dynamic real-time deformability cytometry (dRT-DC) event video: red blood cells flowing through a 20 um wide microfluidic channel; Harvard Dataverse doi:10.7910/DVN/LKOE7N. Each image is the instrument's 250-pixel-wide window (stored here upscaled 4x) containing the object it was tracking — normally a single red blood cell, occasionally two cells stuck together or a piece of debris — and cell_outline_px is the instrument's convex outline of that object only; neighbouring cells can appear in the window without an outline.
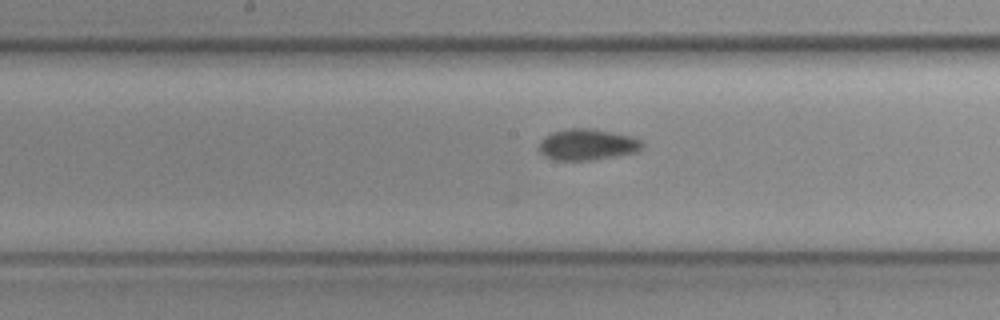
{"species": "common noctule bat (a hibernating species)", "species_latin": "Nyctalus noctula", "temperature_condition": "cold", "stored_images_in_passage": 37, "camera_frame_rate_fps": 3000, "um_per_image_px": 0.085, "animal": {"sex": "female", "body_mass_g": 19.3, "forearm_length_mm": 54.1}, "frame": {"image": 1, "passage_image": 16, "time_ms": 5.0, "image_size_px": [1000, 320], "cell_outline_px": [[644, 144], [640, 152], [592, 160], [556, 160], [544, 156], [536, 148], [540, 140], [544, 136], [552, 132], [564, 128], [592, 128], [632, 136], [640, 140]], "centroid_in_image_um": [49.9, 12.28], "position_along_channel_um": 198.3, "area_um2": 19.19}}
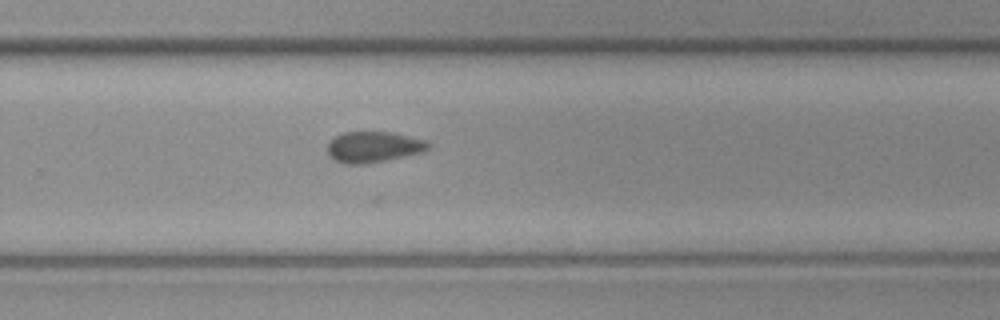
{"frame": {"image": 2, "passage_image": 23, "time_ms": 7.333, "image_size_px": [1000, 320], "cell_outline_px": [[428, 148], [420, 152], [384, 160], [360, 164], [352, 164], [336, 160], [328, 152], [328, 144], [336, 136], [344, 132], [392, 132], [428, 140]], "centroid_in_image_um": [31.76, 12.46], "position_along_channel_um": 298.0, "area_um2": 17.57}}
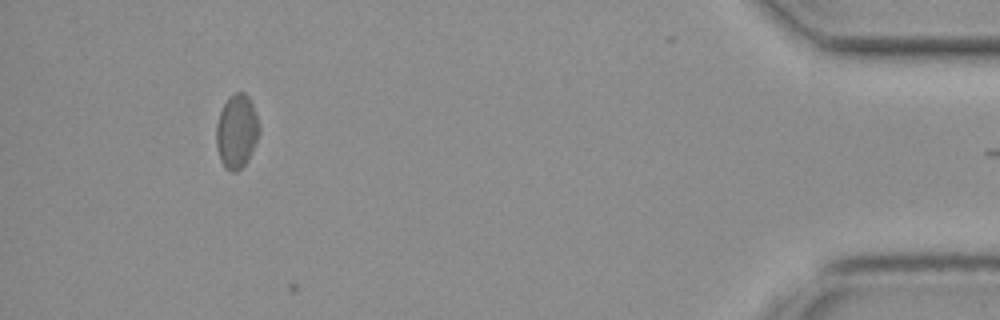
{"frame": {"image": 3, "passage_image": 36, "time_ms": 11.667, "image_size_px": [1000, 320], "cell_outline_px": [[260, 132], [256, 144], [248, 160], [236, 172], [232, 172], [224, 168], [220, 160], [216, 148], [216, 124], [220, 112], [228, 96], [236, 92], [244, 92], [248, 96], [252, 104], [260, 128]], "centroid_in_image_um": [20.11, 11.18], "position_along_channel_um": 415.1, "area_um2": 18.67}}